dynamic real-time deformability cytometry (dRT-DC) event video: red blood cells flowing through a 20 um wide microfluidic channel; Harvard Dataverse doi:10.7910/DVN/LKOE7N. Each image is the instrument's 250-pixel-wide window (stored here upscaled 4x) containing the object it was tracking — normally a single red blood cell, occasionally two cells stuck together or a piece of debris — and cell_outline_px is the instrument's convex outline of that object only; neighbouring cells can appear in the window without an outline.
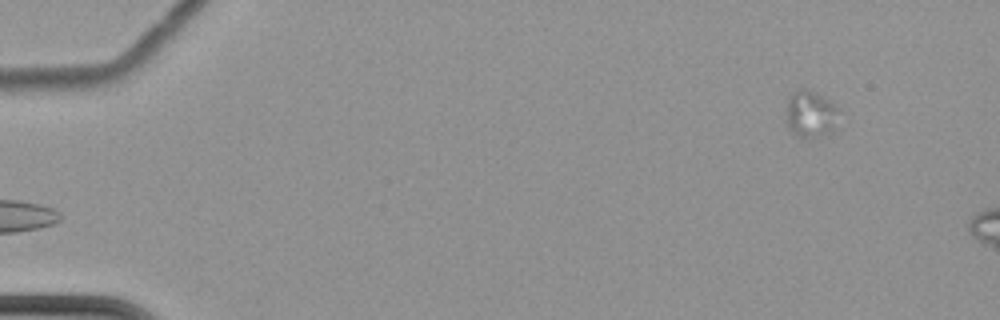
{"species": "common noctule bat (a hibernating species)", "species_latin": "Nyctalus noctula", "temperature_condition": "cold", "stored_images_in_passage": 3, "camera_frame_rate_fps": 3000, "um_per_image_px": 0.085, "animal": {"sex": "female", "body_mass_g": 22.7, "forearm_length_mm": 54.2}, "frame": {"image": 1, "passage_image": 3, "time_ms": 2.333, "image_size_px": [1000, 320], "cell_outline_px": [[836, 128], [832, 132], [804, 140], [796, 136], [788, 128], [784, 120], [788, 96], [792, 92], [800, 88], [804, 88], [816, 92], [824, 96], [836, 108]], "centroid_in_image_um": [68.82, 9.71], "position_along_channel_um": 16.2, "area_um2": 14.8}}